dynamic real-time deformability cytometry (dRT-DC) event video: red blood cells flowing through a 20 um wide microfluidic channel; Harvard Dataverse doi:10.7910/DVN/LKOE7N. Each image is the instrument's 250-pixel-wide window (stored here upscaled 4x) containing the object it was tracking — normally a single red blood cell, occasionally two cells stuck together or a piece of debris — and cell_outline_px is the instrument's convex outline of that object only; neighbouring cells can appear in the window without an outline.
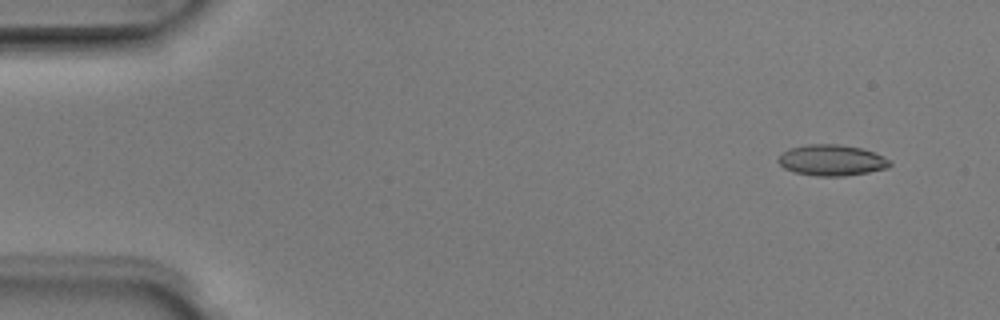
{"species": "Egyptian fruit bat (a non-hibernating species)", "species_latin": "Rousettus aegyptiacus", "temperature_condition": "room temperature", "stored_images_in_passage": 4, "segment_of_instrument_passage": [1, 2], "camera_frame_rate_fps": 3000, "um_per_image_px": 0.085, "animal": {"sex": "male"}, "frame": {"image": 1, "passage_image": 1, "time_ms": 0.0, "image_size_px": [1000, 320], "cell_outline_px": [[892, 164], [888, 168], [868, 172], [844, 176], [816, 176], [792, 172], [784, 168], [776, 160], [788, 148], [808, 144], [840, 144], [860, 148], [884, 156], [892, 160]], "centroid_in_image_um": [70.7, 13.62], "position_along_channel_um": 14.3, "area_um2": 20.29}}
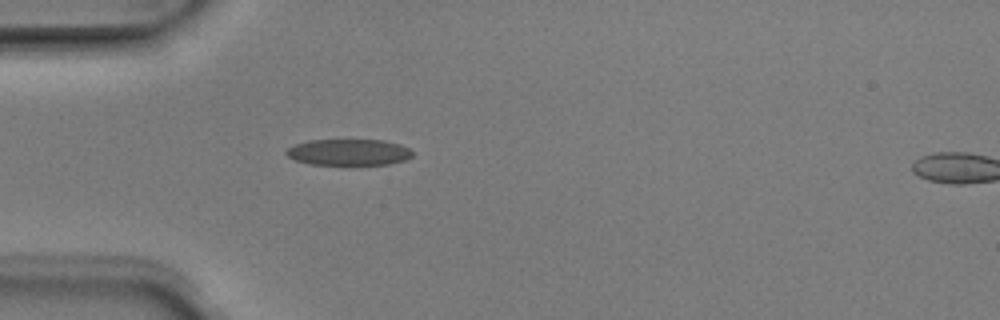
{"frame": {"image": 2, "passage_image": 3, "time_ms": 0.667, "image_size_px": [1000, 320], "cell_outline_px": [[412, 156], [404, 160], [388, 164], [308, 164], [296, 160], [288, 156], [284, 152], [288, 148], [296, 144], [308, 140], [384, 140], [400, 144], [408, 148], [412, 152]], "centroid_in_image_um": [29.63, 12.93], "position_along_channel_um": 55.4, "area_um2": 19.13}}